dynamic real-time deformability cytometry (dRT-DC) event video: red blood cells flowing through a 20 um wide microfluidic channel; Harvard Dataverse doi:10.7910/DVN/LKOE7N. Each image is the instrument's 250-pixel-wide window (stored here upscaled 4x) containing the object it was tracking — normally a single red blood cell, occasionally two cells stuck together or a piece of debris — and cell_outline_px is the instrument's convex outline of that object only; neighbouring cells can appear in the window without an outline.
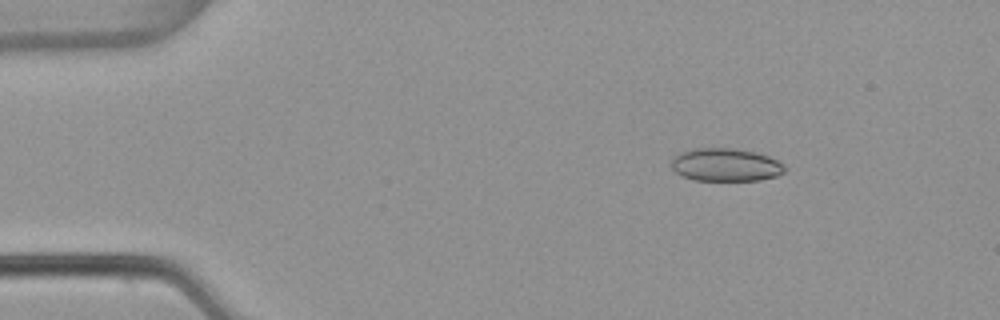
{"species": "common noctule bat (a hibernating species)", "species_latin": "Nyctalus noctula", "temperature_condition": "warm", "stored_images_in_passage": 5, "camera_frame_rate_fps": 3000, "um_per_image_px": 0.085, "animal": {"sex": "female", "body_mass_g": 22.7, "forearm_length_mm": 54.2}, "frame": {"image": 1, "passage_image": 3, "time_ms": 0.667, "image_size_px": [1000, 320], "cell_outline_px": [[788, 168], [784, 172], [776, 176], [760, 180], [696, 180], [680, 176], [672, 168], [672, 156], [688, 148], [736, 148], [756, 152], [768, 156], [784, 164]], "centroid_in_image_um": [61.67, 14.0], "position_along_channel_um": 23.3, "area_um2": 22.08}}
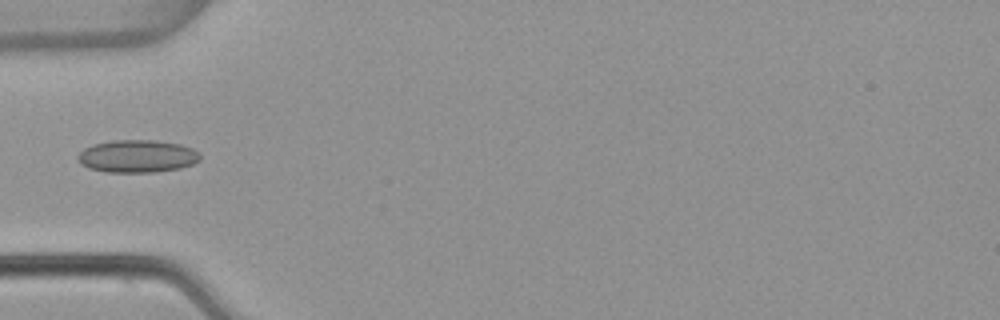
{"frame": {"image": 2, "passage_image": 5, "time_ms": 1.333, "image_size_px": [1000, 320], "cell_outline_px": [[200, 160], [192, 164], [180, 168], [156, 172], [104, 172], [88, 168], [80, 164], [76, 160], [76, 156], [84, 148], [92, 144], [112, 140], [156, 140], [180, 144], [192, 148], [200, 152]], "centroid_in_image_um": [11.64, 13.28], "position_along_channel_um": 73.4, "area_um2": 23.58}}